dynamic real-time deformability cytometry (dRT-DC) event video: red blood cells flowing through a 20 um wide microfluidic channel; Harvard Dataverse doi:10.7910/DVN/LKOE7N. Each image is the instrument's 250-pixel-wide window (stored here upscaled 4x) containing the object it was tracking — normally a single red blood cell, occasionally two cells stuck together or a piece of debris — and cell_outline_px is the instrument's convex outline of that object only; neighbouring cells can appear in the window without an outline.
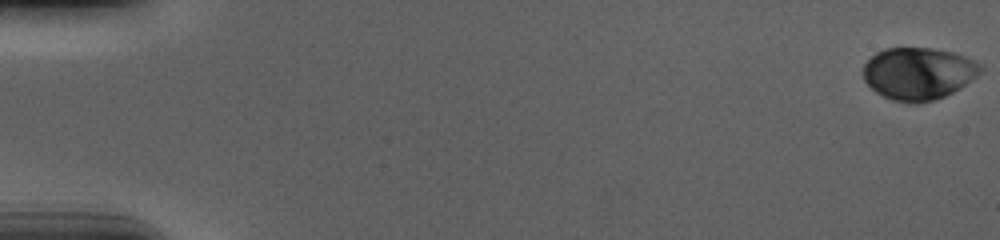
{"species": "human", "species_latin": "Homo sapiens", "temperature_condition": "cold", "stored_images_in_passage": 58, "camera_frame_rate_fps": 3000, "um_per_image_px": 0.085, "donor": {"sex": "male"}, "frame": {"image": 1, "passage_image": 1, "time_ms": 0.0, "image_size_px": [1000, 240], "cell_outline_px": [[984, 68], [976, 76], [960, 88], [944, 96], [932, 100], [892, 100], [876, 92], [864, 80], [864, 64], [876, 52], [884, 48], [932, 48], [956, 52], [984, 64]], "centroid_in_image_um": [78.1, 6.19], "position_along_channel_um": 6.9, "area_um2": 35.26}}
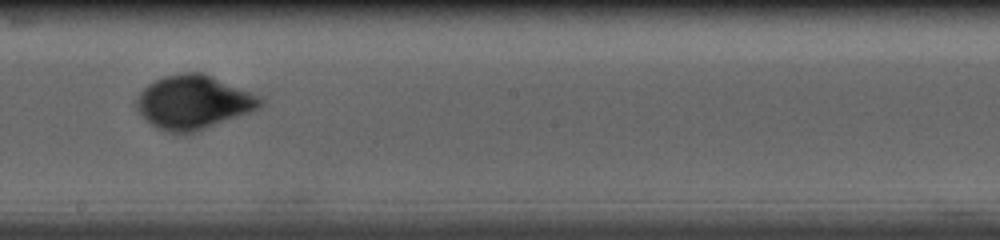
{"frame": {"image": 2, "passage_image": 34, "time_ms": 11.0, "image_size_px": [1000, 240], "cell_outline_px": [[264, 104], [260, 108], [252, 112], [196, 132], [180, 136], [164, 132], [156, 128], [136, 108], [136, 100], [140, 92], [148, 84], [164, 76], [184, 72], [204, 72], [252, 92], [260, 96], [264, 100]], "centroid_in_image_um": [16.48, 8.71], "position_along_channel_um": 231.7, "area_um2": 39.42}}
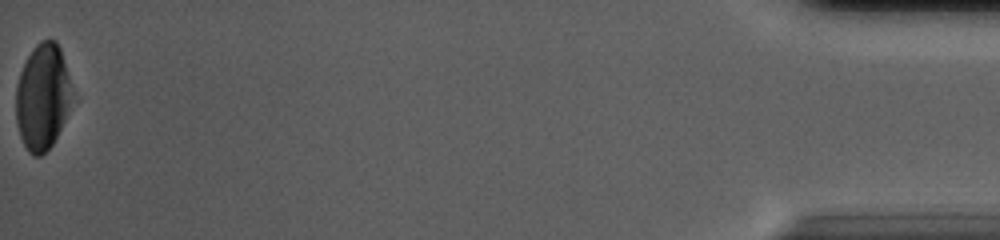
{"frame": {"image": 3, "passage_image": 58, "time_ms": 19.0, "image_size_px": [1000, 240], "cell_outline_px": [[72, 92], [64, 120], [52, 144], [40, 156], [32, 156], [28, 152], [20, 136], [16, 120], [16, 84], [20, 72], [32, 48], [40, 40], [56, 40], [60, 48], [68, 76]], "centroid_in_image_um": [3.58, 8.22], "position_along_channel_um": 431.6, "area_um2": 34.16}, "authors_computed_cell_mechanics": {"area_um2": 36.5007, "velocity_mm_per_s": 3.6716, "shape_relaxation_time_tau1_ms": 3.7533, "shape_relaxation_time_tau2_ms": null, "deformation_change_tau1": 0.1396, "deformation_change_tau2": null}}